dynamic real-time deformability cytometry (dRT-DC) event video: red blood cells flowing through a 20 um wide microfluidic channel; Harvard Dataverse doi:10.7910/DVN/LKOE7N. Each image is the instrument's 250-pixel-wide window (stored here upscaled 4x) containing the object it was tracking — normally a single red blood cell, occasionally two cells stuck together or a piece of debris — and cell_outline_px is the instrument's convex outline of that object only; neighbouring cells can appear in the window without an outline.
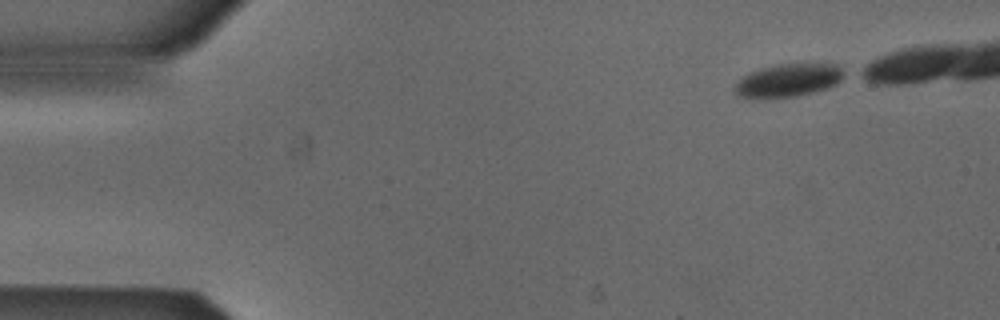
{"species": "Egyptian fruit bat (a non-hibernating species)", "species_latin": "Rousettus aegyptiacus", "temperature_condition": "cold", "stored_images_in_passage": 6, "camera_frame_rate_fps": 3000, "um_per_image_px": 0.085, "animal": {"sex": "male"}, "frame": {"image": 1, "passage_image": 1, "time_ms": 0.0, "image_size_px": [1000, 320], "cell_outline_px": [[848, 72], [836, 84], [828, 88], [796, 96], [736, 96], [736, 84], [748, 72], [760, 68], [776, 64], [836, 64]], "centroid_in_image_um": [67.09, 6.78], "position_along_channel_um": 17.9, "area_um2": 20.52}}